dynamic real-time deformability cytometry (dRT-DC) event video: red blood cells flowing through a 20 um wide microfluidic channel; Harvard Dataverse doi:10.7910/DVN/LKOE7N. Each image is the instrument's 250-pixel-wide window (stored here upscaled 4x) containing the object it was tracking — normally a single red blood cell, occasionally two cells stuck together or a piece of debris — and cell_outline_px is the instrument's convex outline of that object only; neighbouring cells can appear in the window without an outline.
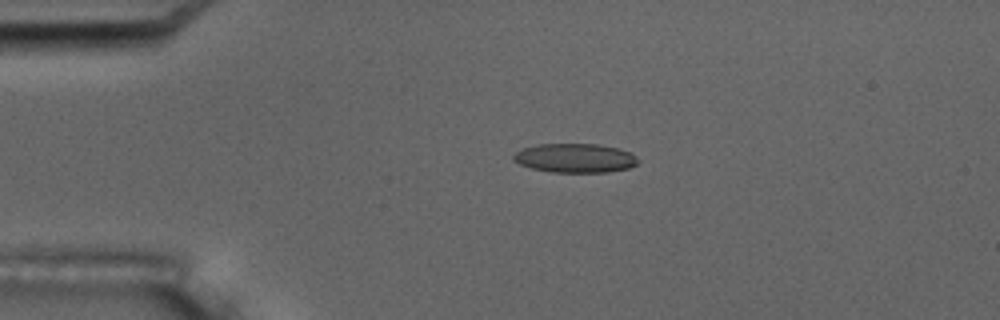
{"species": "common noctule bat (a hibernating species)", "species_latin": "Nyctalus noctula", "temperature_condition": "room temperature", "stored_images_in_passage": 4, "camera_frame_rate_fps": 3000, "um_per_image_px": 0.085, "animal": {"sex": "male", "body_mass_g": 17.5, "forearm_length_mm": 52.3}, "frame": {"image": 1, "passage_image": 3, "time_ms": 3.333, "image_size_px": [1000, 320], "cell_outline_px": [[640, 160], [636, 164], [628, 168], [608, 172], [552, 172], [532, 168], [520, 164], [512, 160], [512, 156], [516, 152], [524, 148], [536, 144], [600, 144], [616, 148], [628, 152], [636, 156]], "centroid_in_image_um": [48.87, 13.43], "position_along_channel_um": 36.1, "area_um2": 21.04}}